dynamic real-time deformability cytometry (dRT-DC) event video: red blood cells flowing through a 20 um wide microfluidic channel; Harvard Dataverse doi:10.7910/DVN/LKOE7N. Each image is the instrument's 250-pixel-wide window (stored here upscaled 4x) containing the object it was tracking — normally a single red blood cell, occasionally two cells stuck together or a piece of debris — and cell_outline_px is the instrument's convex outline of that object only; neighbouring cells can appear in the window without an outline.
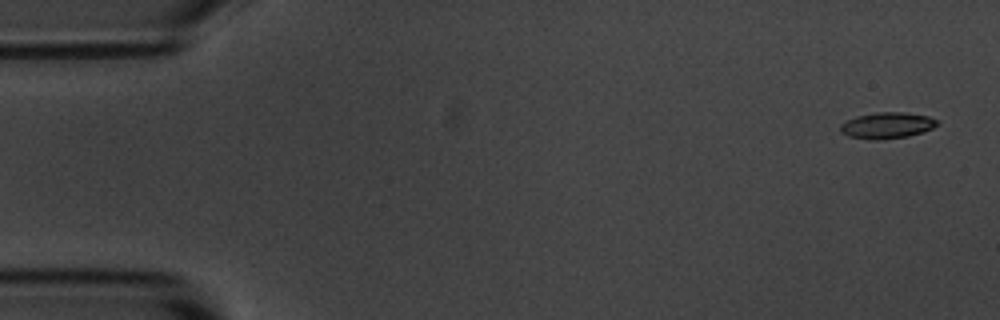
{"species": "common noctule bat (a hibernating species)", "species_latin": "Nyctalus noctula", "temperature_condition": "room temperature", "stored_images_in_passage": 4, "camera_frame_rate_fps": 3000, "um_per_image_px": 0.085, "animal": {"sex": "male", "body_mass_g": 20.1, "forearm_length_mm": 53.5}, "frame": {"image": 1, "passage_image": 1, "time_ms": 0.0, "image_size_px": [1000, 320], "cell_outline_px": [[940, 124], [924, 132], [908, 136], [880, 140], [872, 140], [848, 136], [840, 132], [840, 124], [856, 116], [876, 112], [904, 112], [928, 116], [936, 120]], "centroid_in_image_um": [75.39, 10.66], "position_along_channel_um": 9.6, "area_um2": 14.85}}